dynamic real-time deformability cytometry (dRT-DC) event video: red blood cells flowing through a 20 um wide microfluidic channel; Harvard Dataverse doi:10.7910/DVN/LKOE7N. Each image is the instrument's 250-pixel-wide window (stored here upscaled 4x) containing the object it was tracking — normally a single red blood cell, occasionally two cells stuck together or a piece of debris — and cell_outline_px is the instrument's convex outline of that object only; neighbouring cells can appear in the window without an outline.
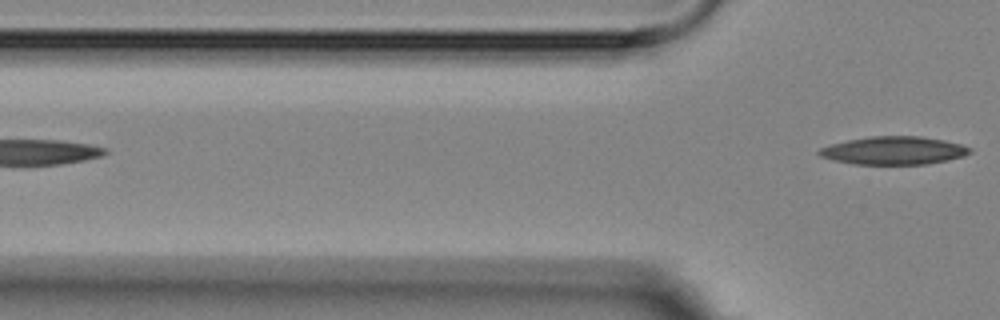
{"species": "Egyptian fruit bat (a non-hibernating species)", "species_latin": "Rousettus aegyptiacus", "temperature_condition": "room temperature", "stored_images_in_passage": 2, "camera_frame_rate_fps": 3000, "um_per_image_px": 0.085, "animal": {"sex": "female"}, "frame": {"image": 1, "passage_image": 2, "time_ms": 1.333, "image_size_px": [1000, 320], "cell_outline_px": [[972, 152], [964, 156], [948, 160], [928, 164], [852, 164], [832, 160], [820, 156], [816, 152], [820, 148], [832, 144], [848, 140], [872, 136], [920, 136], [944, 140], [960, 144], [972, 148]], "centroid_in_image_um": [75.98, 12.8], "position_along_channel_um": 49.8, "area_um2": 24.68}}